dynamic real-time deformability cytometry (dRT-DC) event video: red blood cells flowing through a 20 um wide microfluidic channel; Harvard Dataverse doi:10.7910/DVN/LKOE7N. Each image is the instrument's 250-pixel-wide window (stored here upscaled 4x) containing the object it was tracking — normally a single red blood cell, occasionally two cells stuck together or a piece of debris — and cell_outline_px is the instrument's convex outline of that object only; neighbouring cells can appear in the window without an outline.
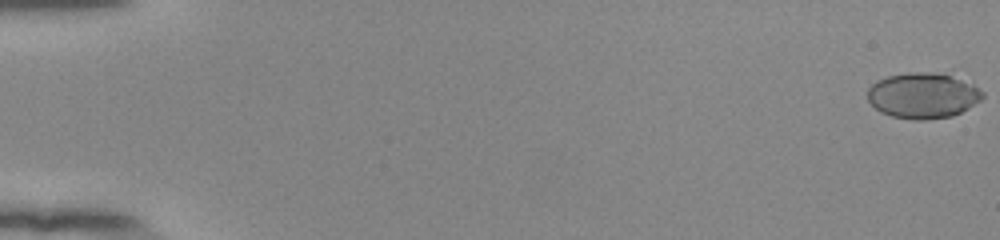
{"species": "human", "species_latin": "Homo sapiens", "temperature_condition": "room temperature", "stored_images_in_passage": 55, "camera_frame_rate_fps": 3000, "um_per_image_px": 0.085, "donor": {"sex": "female"}, "frame": {"image": 1, "passage_image": 1, "time_ms": 0.0, "image_size_px": [1000, 240], "cell_outline_px": [[984, 96], [980, 100], [968, 108], [952, 116], [924, 120], [916, 120], [892, 116], [880, 112], [868, 100], [868, 88], [876, 80], [888, 76], [908, 72], [932, 72], [948, 76], [972, 84], [984, 92]], "centroid_in_image_um": [78.42, 8.13], "position_along_channel_um": 6.6, "area_um2": 30.29}}
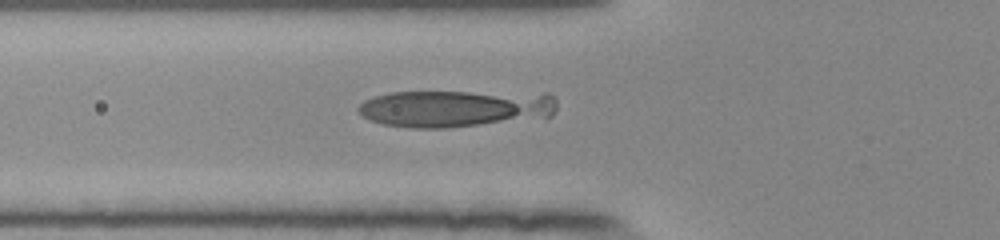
{"frame": {"image": 2, "passage_image": 22, "time_ms": 7.0, "image_size_px": [1000, 240], "cell_outline_px": [[556, 108], [552, 116], [444, 128], [412, 128], [384, 124], [368, 120], [360, 116], [356, 108], [364, 100], [376, 96], [392, 92], [548, 92], [556, 100]], "centroid_in_image_um": [38.68, 9.2], "position_along_channel_um": 87.1, "area_um2": 43.06}}
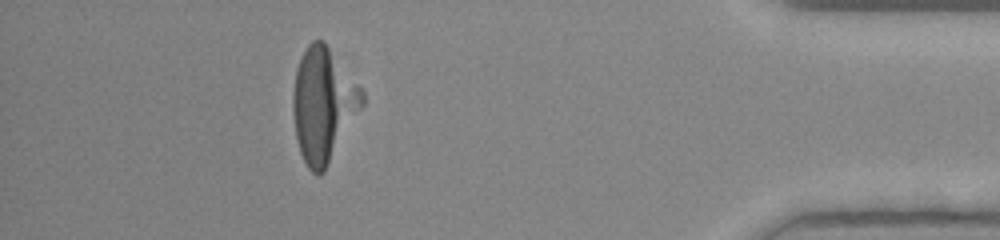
{"frame": {"image": 3, "passage_image": 50, "time_ms": 16.333, "image_size_px": [1000, 240], "cell_outline_px": [[364, 104], [324, 172], [320, 176], [316, 176], [308, 168], [300, 152], [296, 136], [292, 108], [292, 96], [296, 68], [300, 56], [308, 44], [312, 40], [324, 40], [364, 88]], "centroid_in_image_um": [27.49, 8.86], "position_along_channel_um": 407.7, "area_um2": 46.64}}